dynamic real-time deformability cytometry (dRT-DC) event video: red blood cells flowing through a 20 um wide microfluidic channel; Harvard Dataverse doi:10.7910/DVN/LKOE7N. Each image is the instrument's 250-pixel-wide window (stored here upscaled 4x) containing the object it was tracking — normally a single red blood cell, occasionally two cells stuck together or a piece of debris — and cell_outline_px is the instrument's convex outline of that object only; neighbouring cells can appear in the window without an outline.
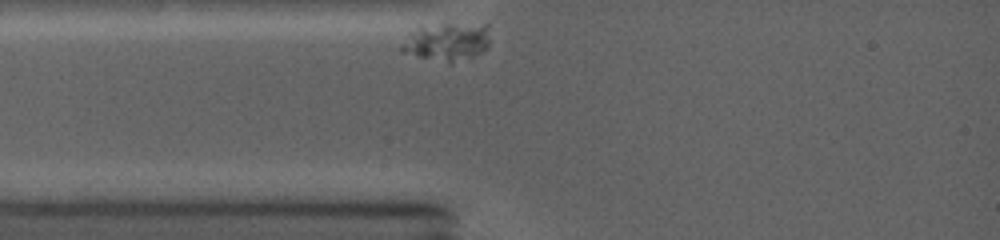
{"species": "common noctule bat (a hibernating species)", "species_latin": "Nyctalus noctula", "temperature_condition": "warm", "stored_images_in_passage": 8, "camera_frame_rate_fps": 5000, "um_per_image_px": 0.085, "animal": {"sex": "female", "body_mass_g": 19.0, "forearm_length_mm": 53.3}, "frame": {"image": 1, "passage_image": 1, "time_ms": 0.0, "image_size_px": [1000, 240], "cell_outline_px": [[488, 48], [472, 56], [452, 64], [448, 64], [404, 52], [400, 48], [420, 32], [448, 24], [488, 24]], "centroid_in_image_um": [38.19, 3.62], "position_along_channel_um": 46.8, "area_um2": 18.03}}
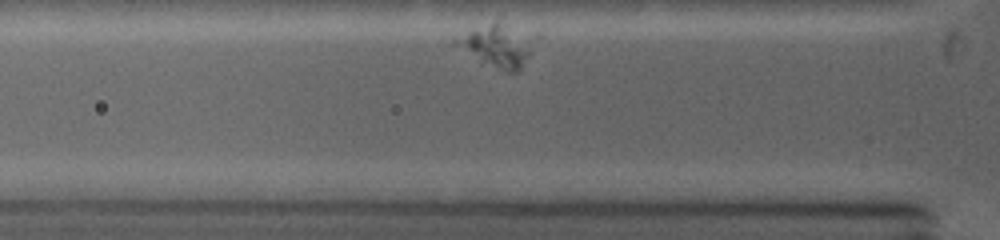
{"frame": {"image": 2, "passage_image": 3, "time_ms": 1.0, "image_size_px": [1000, 240], "cell_outline_px": [[532, 52], [520, 68], [516, 72], [508, 72], [480, 64], [452, 44], [452, 40], [500, 12]], "centroid_in_image_um": [42.03, 3.81], "position_along_channel_um": 83.8, "area_um2": 19.65}}
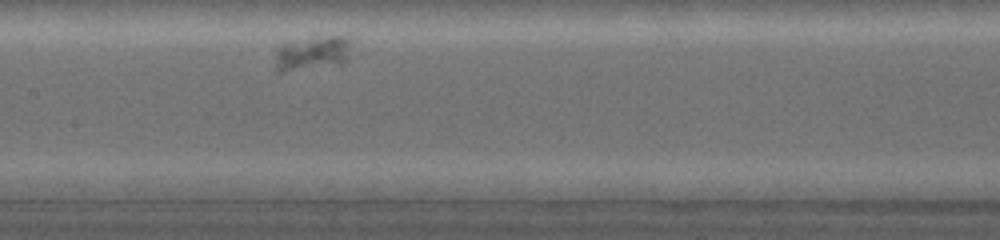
{"frame": {"image": 3, "passage_image": 8, "time_ms": 3.6, "image_size_px": [1000, 240], "cell_outline_px": [[348, 56], [340, 64], [280, 72], [276, 72], [276, 48], [280, 44], [312, 32], [340, 36], [348, 40]], "centroid_in_image_um": [26.46, 4.43], "position_along_channel_um": 180.9, "area_um2": 15.84}}